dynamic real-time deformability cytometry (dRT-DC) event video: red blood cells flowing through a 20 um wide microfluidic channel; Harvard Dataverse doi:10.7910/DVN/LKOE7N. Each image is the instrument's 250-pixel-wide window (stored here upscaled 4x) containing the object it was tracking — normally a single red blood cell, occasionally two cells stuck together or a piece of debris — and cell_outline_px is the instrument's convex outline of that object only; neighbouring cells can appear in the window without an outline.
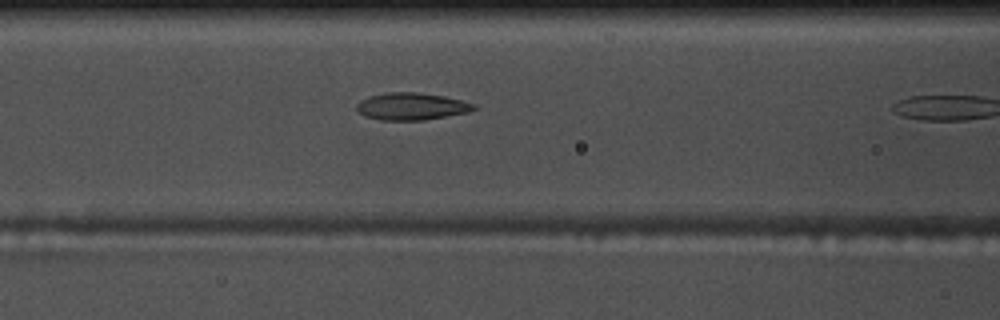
{"species": "common noctule bat (a hibernating species)", "species_latin": "Nyctalus noctula", "temperature_condition": "warm", "stored_images_in_passage": 10, "camera_frame_rate_fps": 3000, "um_per_image_px": 0.085, "animal": {"sex": "male", "body_mass_g": 17.5, "forearm_length_mm": 52.3}, "frame": {"image": 1, "passage_image": 9, "time_ms": 2.667, "image_size_px": [1000, 320], "cell_outline_px": [[476, 108], [468, 112], [424, 120], [380, 120], [364, 116], [356, 108], [356, 104], [360, 100], [368, 96], [384, 92], [416, 92], [444, 96], [464, 100], [476, 104]], "centroid_in_image_um": [34.97, 9.03], "position_along_channel_um": 131.6, "area_um2": 18.73}}